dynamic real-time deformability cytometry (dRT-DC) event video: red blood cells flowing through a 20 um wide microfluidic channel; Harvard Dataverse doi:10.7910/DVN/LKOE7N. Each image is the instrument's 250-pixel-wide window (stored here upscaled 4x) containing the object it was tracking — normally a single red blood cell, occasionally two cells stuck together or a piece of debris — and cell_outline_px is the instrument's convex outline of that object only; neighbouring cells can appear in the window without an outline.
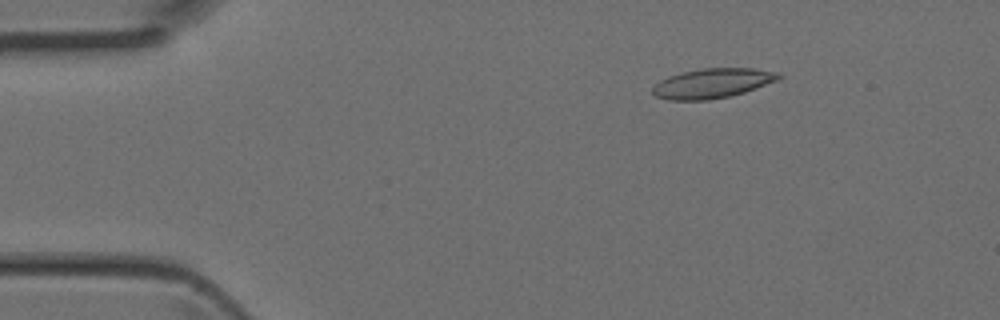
{"species": "Egyptian fruit bat (a non-hibernating species)", "species_latin": "Rousettus aegyptiacus", "temperature_condition": "room temperature", "stored_images_in_passage": 3, "camera_frame_rate_fps": 3000, "um_per_image_px": 0.085, "animal": {"sex": "female"}, "frame": {"image": 1, "passage_image": 2, "time_ms": 0.333, "image_size_px": [1000, 320], "cell_outline_px": [[784, 76], [776, 80], [756, 88], [744, 92], [728, 96], [708, 100], [668, 100], [656, 96], [652, 92], [652, 88], [660, 80], [668, 76], [684, 72], [704, 68], [752, 68], [780, 72]], "centroid_in_image_um": [60.56, 7.07], "position_along_channel_um": 24.4, "area_um2": 21.68}}